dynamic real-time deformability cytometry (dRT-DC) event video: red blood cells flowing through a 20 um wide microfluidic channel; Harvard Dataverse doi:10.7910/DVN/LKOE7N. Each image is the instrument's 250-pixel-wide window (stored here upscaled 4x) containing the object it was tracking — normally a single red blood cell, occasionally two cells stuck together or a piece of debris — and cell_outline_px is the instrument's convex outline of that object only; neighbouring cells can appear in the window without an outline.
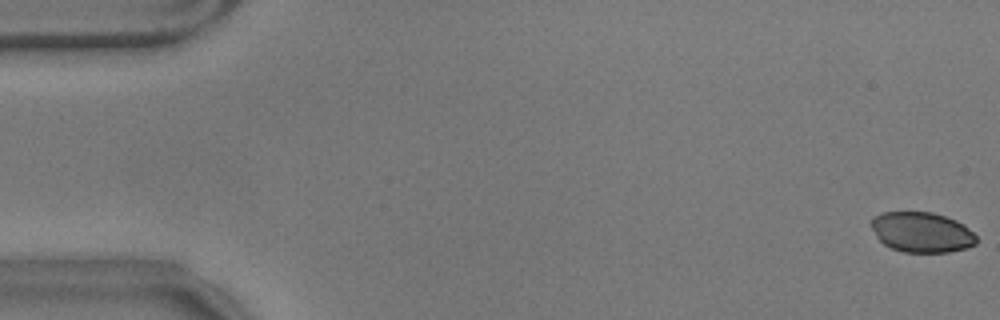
{"species": "common noctule bat (a hibernating species)", "species_latin": "Nyctalus noctula", "temperature_condition": "warm", "stored_images_in_passage": 7, "camera_frame_rate_fps": 3000, "um_per_image_px": 0.085, "animal": {"sex": "male", "body_mass_g": 17.9}, "frame": {"image": 1, "passage_image": 1, "time_ms": 0.0, "image_size_px": [1000, 320], "cell_outline_px": [[976, 244], [968, 248], [948, 252], [904, 252], [892, 248], [884, 244], [876, 236], [872, 228], [872, 216], [884, 212], [932, 212], [956, 220], [964, 224], [976, 236]], "centroid_in_image_um": [78.36, 19.74], "position_along_channel_um": 6.6, "area_um2": 24.62}}